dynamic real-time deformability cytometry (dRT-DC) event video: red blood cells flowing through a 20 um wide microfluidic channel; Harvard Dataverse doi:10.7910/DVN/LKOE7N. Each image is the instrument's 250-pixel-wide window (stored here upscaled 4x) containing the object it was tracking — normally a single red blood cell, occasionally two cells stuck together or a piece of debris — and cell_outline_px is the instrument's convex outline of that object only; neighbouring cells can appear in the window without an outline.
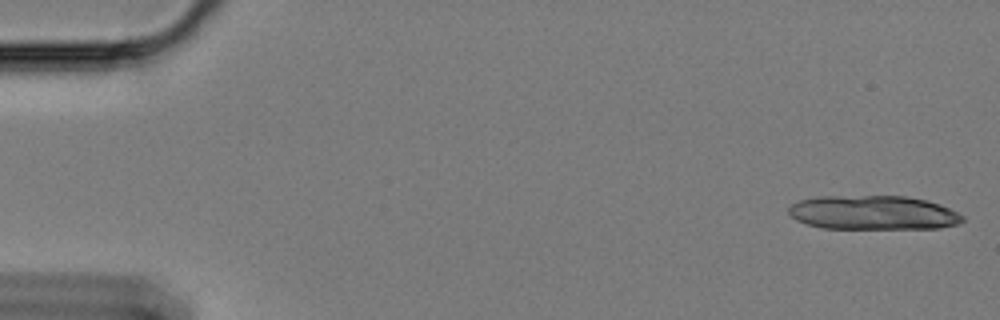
{"species": "Egyptian fruit bat (a non-hibernating species)", "species_latin": "Rousettus aegyptiacus", "temperature_condition": "cold", "stored_images_in_passage": 16, "camera_frame_rate_fps": 3000, "um_per_image_px": 0.085, "animal": {"sex": "female"}, "frame": {"image": 1, "passage_image": 1, "time_ms": 0.0, "image_size_px": [1000, 320], "cell_outline_px": [[964, 220], [956, 224], [940, 228], [820, 228], [796, 220], [788, 212], [788, 208], [792, 204], [800, 200], [820, 196], [904, 196], [924, 200], [948, 208], [964, 216]], "centroid_in_image_um": [74.18, 18.08], "position_along_channel_um": 10.8, "area_um2": 34.28}}